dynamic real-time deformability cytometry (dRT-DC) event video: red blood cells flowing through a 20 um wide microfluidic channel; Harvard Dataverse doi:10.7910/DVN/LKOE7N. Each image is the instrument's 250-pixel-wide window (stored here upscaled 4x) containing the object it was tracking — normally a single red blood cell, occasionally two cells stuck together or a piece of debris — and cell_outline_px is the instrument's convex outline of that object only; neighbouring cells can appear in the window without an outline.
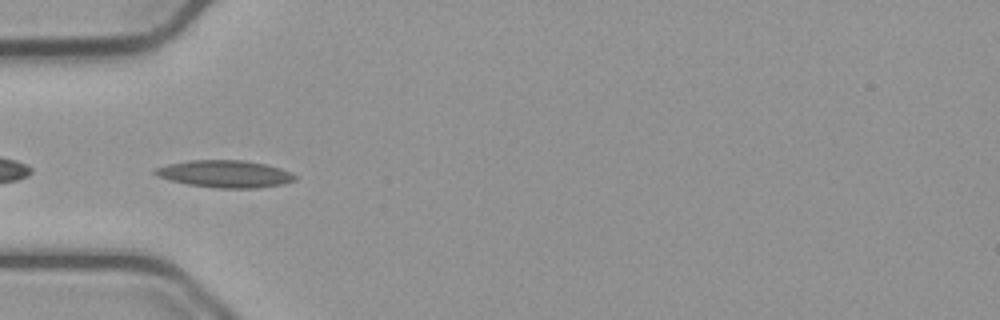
{"species": "common noctule bat (a hibernating species)", "species_latin": "Nyctalus noctula", "temperature_condition": "cold", "stored_images_in_passage": 31, "camera_frame_rate_fps": 3000, "um_per_image_px": 0.085, "animal": {"sex": "male", "body_mass_g": 23.1, "forearm_length_mm": 52.7}, "frame": {"image": 1, "passage_image": 3, "time_ms": 0.667, "image_size_px": [1000, 320], "cell_outline_px": [[296, 180], [280, 184], [256, 188], [216, 188], [188, 184], [168, 180], [152, 172], [152, 168], [168, 164], [188, 160], [244, 160], [264, 164], [280, 168], [296, 176]], "centroid_in_image_um": [19.06, 14.77], "position_along_channel_um": 65.9, "area_um2": 22.08}}
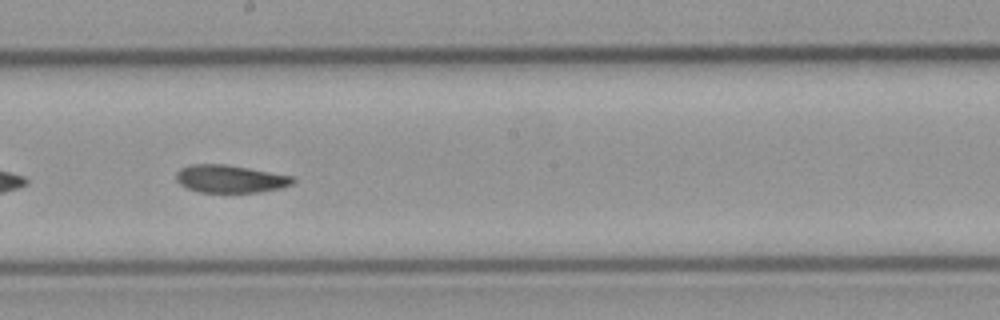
{"frame": {"image": 2, "passage_image": 16, "time_ms": 5.0, "image_size_px": [1000, 320], "cell_outline_px": [[296, 180], [292, 184], [280, 188], [260, 192], [200, 192], [188, 188], [180, 184], [176, 180], [176, 172], [180, 168], [192, 164], [224, 164], [248, 168], [292, 176]], "centroid_in_image_um": [19.55, 15.2], "position_along_channel_um": 228.7, "area_um2": 18.73}}
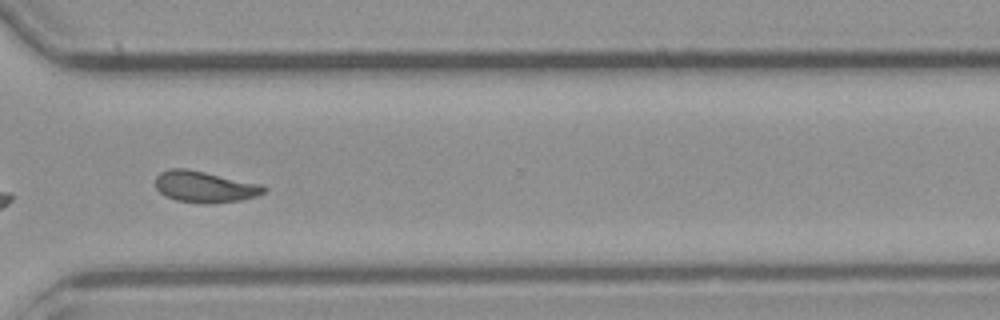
{"frame": {"image": 3, "passage_image": 26, "time_ms": 8.333, "image_size_px": [1000, 320], "cell_outline_px": [[268, 188], [264, 192], [256, 196], [240, 200], [208, 204], [204, 204], [176, 200], [164, 196], [156, 188], [156, 176], [160, 172], [172, 168], [188, 168], [260, 184]], "centroid_in_image_um": [17.38, 15.87], "position_along_channel_um": 353.2, "area_um2": 19.83}, "authors_computed_cell_mechanics": {"area_um2": 19.363, "velocity_mm_per_s": 3.7487, "shape_relaxation_time_tau1_ms": 6.2024, "shape_relaxation_time_tau2_ms": 2.1345, "deformation_change_tau1": 0.1648, "deformation_change_tau2": 0.071}}